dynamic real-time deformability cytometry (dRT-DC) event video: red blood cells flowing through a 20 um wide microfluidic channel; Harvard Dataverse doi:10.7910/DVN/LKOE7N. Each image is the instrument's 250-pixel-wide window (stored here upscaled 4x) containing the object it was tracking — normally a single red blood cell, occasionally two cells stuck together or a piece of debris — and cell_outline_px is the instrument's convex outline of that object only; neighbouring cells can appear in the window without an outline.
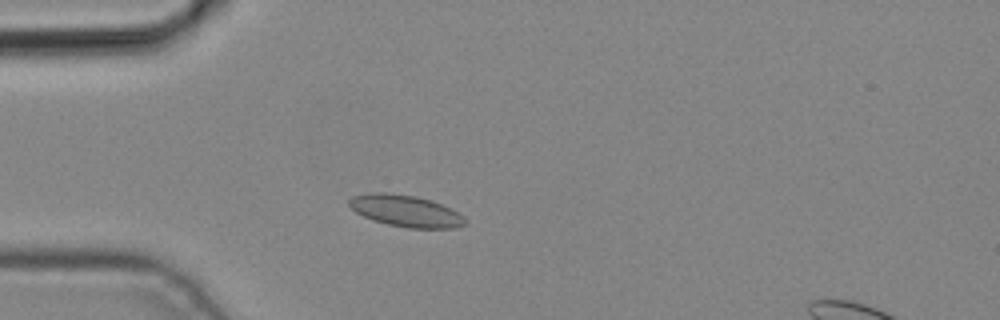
{"species": "common noctule bat (a hibernating species)", "species_latin": "Nyctalus noctula", "temperature_condition": "cold", "stored_images_in_passage": 3, "camera_frame_rate_fps": 3000, "um_per_image_px": 0.085, "animal": {"sex": "male", "body_mass_g": 19.2, "forearm_length_mm": 51.8}, "frame": {"image": 1, "passage_image": 3, "time_ms": 0.667, "image_size_px": [1000, 320], "cell_outline_px": [[468, 220], [464, 224], [456, 228], [408, 228], [388, 224], [372, 220], [356, 212], [348, 204], [348, 200], [352, 196], [368, 192], [384, 192], [416, 196], [432, 200], [452, 208], [464, 216]], "centroid_in_image_um": [34.5, 17.92], "position_along_channel_um": 50.5, "area_um2": 21.62}}